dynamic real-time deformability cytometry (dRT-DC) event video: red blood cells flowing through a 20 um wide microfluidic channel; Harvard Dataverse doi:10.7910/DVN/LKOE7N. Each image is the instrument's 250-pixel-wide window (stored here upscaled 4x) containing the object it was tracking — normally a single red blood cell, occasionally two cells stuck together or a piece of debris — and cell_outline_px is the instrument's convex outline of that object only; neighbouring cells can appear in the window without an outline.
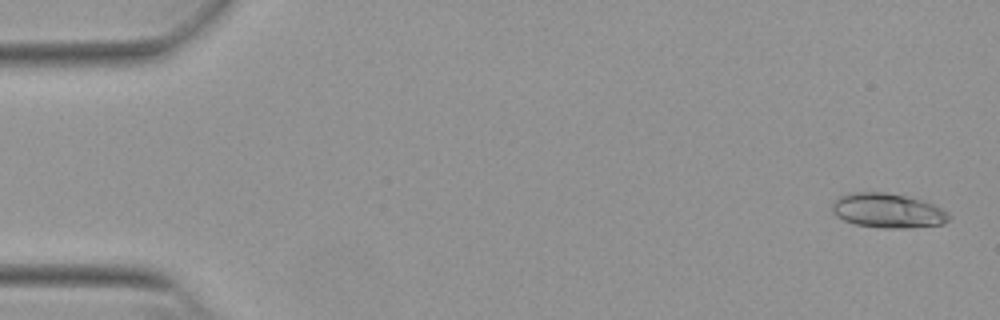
{"species": "Egyptian fruit bat (a non-hibernating species)", "species_latin": "Rousettus aegyptiacus", "temperature_condition": "warm", "stored_images_in_passage": 53, "camera_frame_rate_fps": 3000, "um_per_image_px": 0.085, "animal": {"sex": "female"}, "frame": {"image": 1, "passage_image": 2, "time_ms": 0.333, "image_size_px": [1000, 320], "cell_outline_px": [[952, 216], [944, 224], [908, 228], [880, 228], [856, 224], [844, 220], [836, 216], [832, 212], [832, 204], [840, 196], [856, 192], [884, 192], [908, 196], [932, 204], [948, 212]], "centroid_in_image_um": [75.47, 17.91], "position_along_channel_um": 9.5, "area_um2": 23.47}}
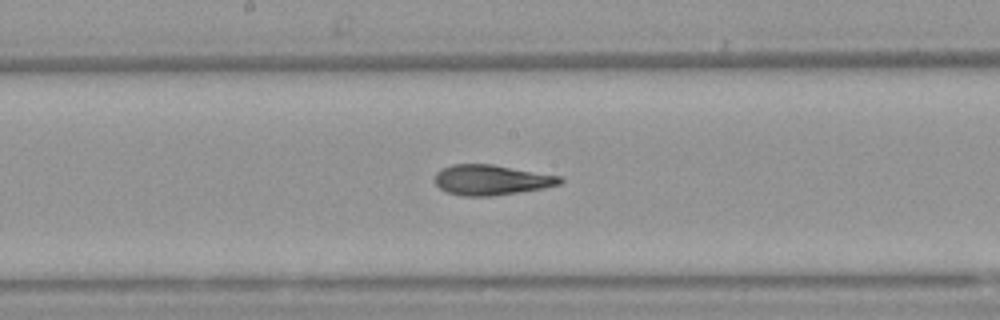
{"frame": {"image": 2, "passage_image": 28, "time_ms": 9.0, "image_size_px": [1000, 320], "cell_outline_px": [[564, 180], [560, 184], [544, 188], [492, 196], [464, 196], [448, 192], [440, 188], [436, 184], [436, 172], [440, 168], [452, 164], [492, 164], [564, 176]], "centroid_in_image_um": [41.8, 15.28], "position_along_channel_um": 206.4, "area_um2": 22.2}}
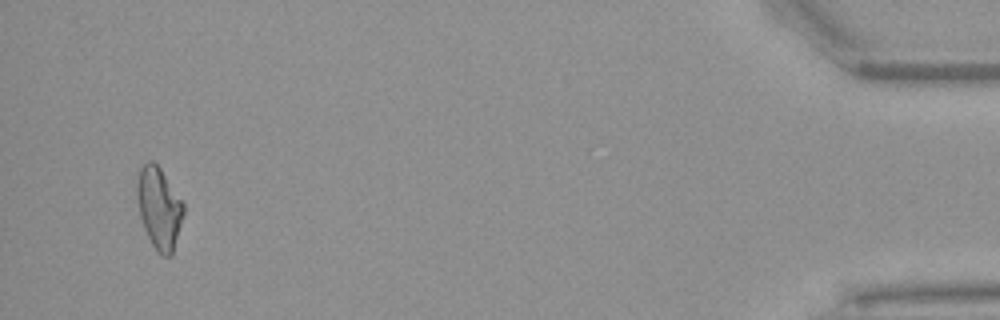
{"frame": {"image": 3, "passage_image": 51, "time_ms": 16.667, "image_size_px": [1000, 320], "cell_outline_px": [[184, 216], [172, 256], [164, 256], [152, 244], [144, 228], [140, 216], [136, 196], [136, 180], [140, 168], [148, 160], [152, 160], [160, 168], [184, 204]], "centroid_in_image_um": [13.52, 17.67], "position_along_channel_um": 421.7, "area_um2": 22.08}, "authors_computed_cell_mechanics": {"area_um2": 22.253, "velocity_mm_per_s": 3.8711, "shape_relaxation_time_tau1_ms": 9.6114, "shape_relaxation_time_tau2_ms": 2.5292, "deformation_change_tau1": 0.2906, "deformation_change_tau2": 0.1134}}